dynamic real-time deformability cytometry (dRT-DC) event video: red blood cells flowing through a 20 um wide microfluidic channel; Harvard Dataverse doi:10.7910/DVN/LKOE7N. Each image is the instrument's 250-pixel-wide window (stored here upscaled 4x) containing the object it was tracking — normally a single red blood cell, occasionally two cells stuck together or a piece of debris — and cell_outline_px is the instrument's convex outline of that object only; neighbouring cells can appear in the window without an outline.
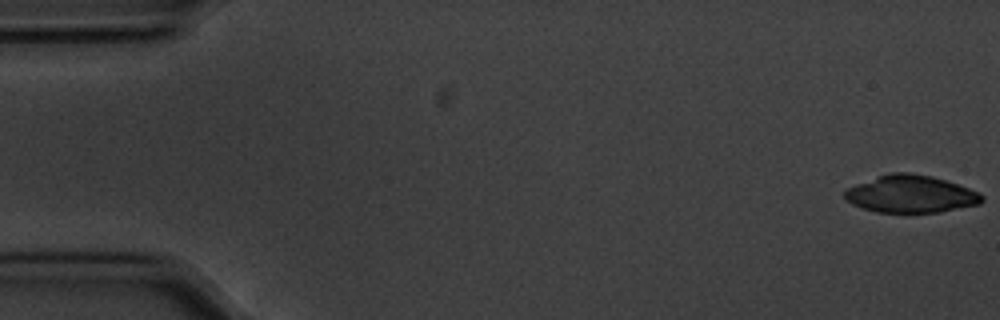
{"species": "common noctule bat (a hibernating species)", "species_latin": "Nyctalus noctula", "temperature_condition": "cold", "stored_images_in_passage": 1, "camera_frame_rate_fps": 3000, "um_per_image_px": 0.085, "animal": {"sex": "male", "body_mass_g": 20.1, "forearm_length_mm": 53.5}, "frame": {"image": 1, "passage_image": 1, "time_ms": 0.0, "image_size_px": [1000, 320], "cell_outline_px": [[984, 200], [980, 204], [940, 212], [876, 212], [852, 204], [844, 196], [844, 192], [848, 188], [856, 184], [892, 172], [908, 172], [932, 176], [968, 188], [984, 196]], "centroid_in_image_um": [77.43, 16.5], "position_along_channel_um": 7.6, "area_um2": 29.48}}